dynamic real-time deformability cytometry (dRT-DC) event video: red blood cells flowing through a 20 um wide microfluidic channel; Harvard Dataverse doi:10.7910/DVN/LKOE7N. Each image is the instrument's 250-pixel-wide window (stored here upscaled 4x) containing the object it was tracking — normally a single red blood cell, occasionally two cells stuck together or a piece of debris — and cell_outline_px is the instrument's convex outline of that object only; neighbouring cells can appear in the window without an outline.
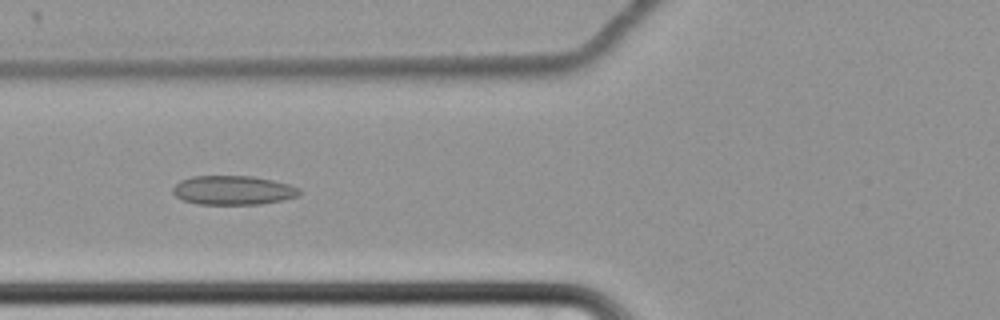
{"species": "common noctule bat (a hibernating species)", "species_latin": "Nyctalus noctula", "temperature_condition": "cold", "stored_images_in_passage": 61, "camera_frame_rate_fps": 3000, "um_per_image_px": 0.085, "animal": {"sex": "female", "body_mass_g": 22.7, "forearm_length_mm": 54.2}, "frame": {"image": 1, "passage_image": 25, "time_ms": 8.0, "image_size_px": [1000, 320], "cell_outline_px": [[300, 196], [284, 200], [260, 204], [200, 204], [184, 200], [176, 196], [172, 192], [172, 188], [180, 180], [192, 176], [252, 176], [272, 180], [288, 184], [300, 188]], "centroid_in_image_um": [19.83, 16.17], "position_along_channel_um": 106.0, "area_um2": 21.5}}
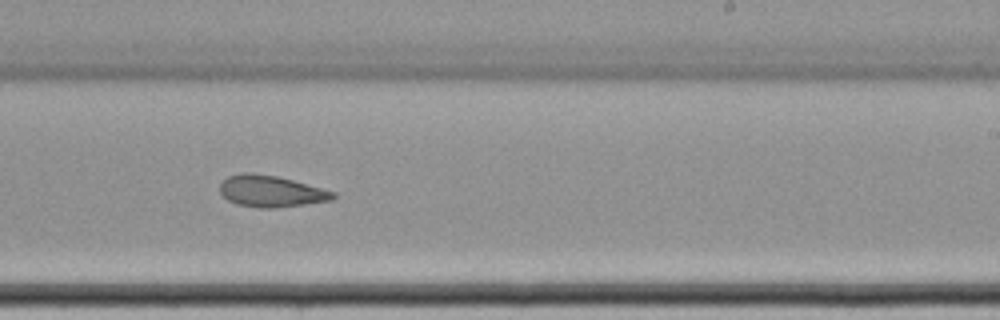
{"frame": {"image": 2, "passage_image": 39, "time_ms": 12.667, "image_size_px": [1000, 320], "cell_outline_px": [[336, 196], [332, 200], [276, 208], [260, 208], [236, 204], [228, 200], [220, 192], [220, 184], [228, 176], [240, 172], [252, 172], [276, 176], [292, 180], [336, 192]], "centroid_in_image_um": [23.02, 16.25], "position_along_channel_um": 266.0, "area_um2": 20.75}}
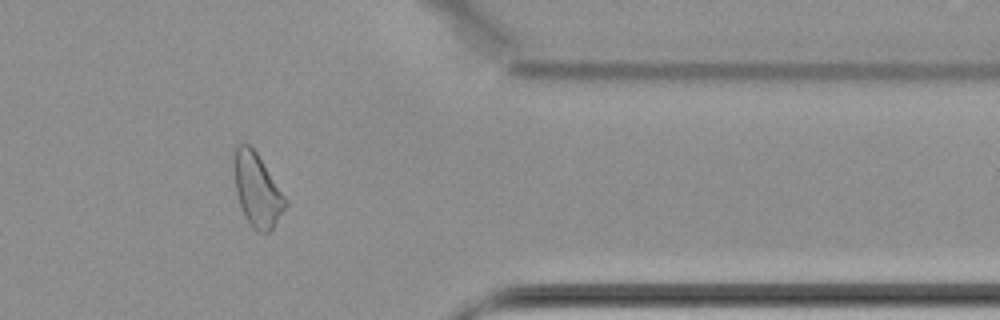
{"frame": {"image": 3, "passage_image": 51, "time_ms": 16.667, "image_size_px": [1000, 320], "cell_outline_px": [[288, 204], [272, 228], [268, 232], [256, 232], [248, 224], [244, 216], [236, 192], [232, 164], [232, 148], [236, 144], [248, 144], [256, 152], [288, 200]], "centroid_in_image_um": [21.81, 16.11], "position_along_channel_um": 389.6, "area_um2": 22.25}, "authors_computed_cell_mechanics": {"area_um2": 22.542, "velocity_mm_per_s": 3.4299, "shape_relaxation_time_tau1_ms": null, "shape_relaxation_time_tau2_ms": 2.8856, "deformation_change_tau1": null, "deformation_change_tau2": 0.093}}